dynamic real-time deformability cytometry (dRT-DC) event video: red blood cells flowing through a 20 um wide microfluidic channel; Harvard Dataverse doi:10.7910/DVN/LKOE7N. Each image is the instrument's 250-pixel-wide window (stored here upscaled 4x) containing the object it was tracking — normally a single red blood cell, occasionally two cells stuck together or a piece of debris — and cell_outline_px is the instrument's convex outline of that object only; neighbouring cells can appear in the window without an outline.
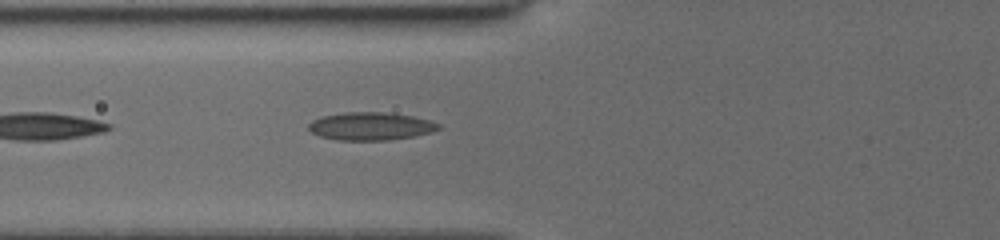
{"species": "common noctule bat (a hibernating species)", "species_latin": "Nyctalus noctula", "temperature_condition": "cold", "stored_images_in_passage": 2, "camera_frame_rate_fps": 3000, "um_per_image_px": 0.085, "animal": {"sex": "female", "body_mass_g": 19.5, "forearm_length_mm": 54.1}, "frame": {"image": 1, "passage_image": 2, "time_ms": 1.0, "image_size_px": [1000, 240], "cell_outline_px": [[440, 128], [432, 132], [412, 136], [388, 140], [336, 140], [320, 136], [312, 132], [308, 128], [308, 124], [312, 120], [324, 116], [344, 112], [384, 112], [412, 116], [428, 120], [440, 124]], "centroid_in_image_um": [31.49, 10.73], "position_along_channel_um": 94.3, "area_um2": 20.98}}